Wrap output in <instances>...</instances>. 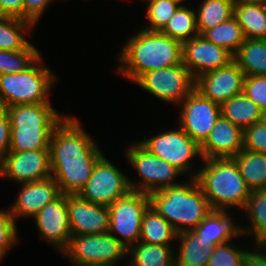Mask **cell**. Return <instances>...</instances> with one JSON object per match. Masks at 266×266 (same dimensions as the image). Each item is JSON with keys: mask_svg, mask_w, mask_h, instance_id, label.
I'll return each mask as SVG.
<instances>
[{"mask_svg": "<svg viewBox=\"0 0 266 266\" xmlns=\"http://www.w3.org/2000/svg\"><path fill=\"white\" fill-rule=\"evenodd\" d=\"M24 0H0V14L23 19Z\"/></svg>", "mask_w": 266, "mask_h": 266, "instance_id": "42", "label": "cell"}, {"mask_svg": "<svg viewBox=\"0 0 266 266\" xmlns=\"http://www.w3.org/2000/svg\"><path fill=\"white\" fill-rule=\"evenodd\" d=\"M261 112L262 109L244 92L221 104V115L243 131L247 127L260 122Z\"/></svg>", "mask_w": 266, "mask_h": 266, "instance_id": "23", "label": "cell"}, {"mask_svg": "<svg viewBox=\"0 0 266 266\" xmlns=\"http://www.w3.org/2000/svg\"><path fill=\"white\" fill-rule=\"evenodd\" d=\"M178 233L151 205L142 218L140 242L157 245H170Z\"/></svg>", "mask_w": 266, "mask_h": 266, "instance_id": "24", "label": "cell"}, {"mask_svg": "<svg viewBox=\"0 0 266 266\" xmlns=\"http://www.w3.org/2000/svg\"><path fill=\"white\" fill-rule=\"evenodd\" d=\"M10 120L7 107L0 103V160L10 150Z\"/></svg>", "mask_w": 266, "mask_h": 266, "instance_id": "40", "label": "cell"}, {"mask_svg": "<svg viewBox=\"0 0 266 266\" xmlns=\"http://www.w3.org/2000/svg\"><path fill=\"white\" fill-rule=\"evenodd\" d=\"M72 235H96L109 232L108 206L93 204L78 195H67Z\"/></svg>", "mask_w": 266, "mask_h": 266, "instance_id": "18", "label": "cell"}, {"mask_svg": "<svg viewBox=\"0 0 266 266\" xmlns=\"http://www.w3.org/2000/svg\"><path fill=\"white\" fill-rule=\"evenodd\" d=\"M234 17L246 39H266V15L262 4L236 1Z\"/></svg>", "mask_w": 266, "mask_h": 266, "instance_id": "27", "label": "cell"}, {"mask_svg": "<svg viewBox=\"0 0 266 266\" xmlns=\"http://www.w3.org/2000/svg\"><path fill=\"white\" fill-rule=\"evenodd\" d=\"M231 219L225 211L211 210L193 231L205 241L218 245L243 235L242 228Z\"/></svg>", "mask_w": 266, "mask_h": 266, "instance_id": "21", "label": "cell"}, {"mask_svg": "<svg viewBox=\"0 0 266 266\" xmlns=\"http://www.w3.org/2000/svg\"><path fill=\"white\" fill-rule=\"evenodd\" d=\"M263 6V9H264V12H265V15H266V2L262 4Z\"/></svg>", "mask_w": 266, "mask_h": 266, "instance_id": "46", "label": "cell"}, {"mask_svg": "<svg viewBox=\"0 0 266 266\" xmlns=\"http://www.w3.org/2000/svg\"><path fill=\"white\" fill-rule=\"evenodd\" d=\"M34 25L26 20L0 14V50L18 51L31 43L22 35Z\"/></svg>", "mask_w": 266, "mask_h": 266, "instance_id": "32", "label": "cell"}, {"mask_svg": "<svg viewBox=\"0 0 266 266\" xmlns=\"http://www.w3.org/2000/svg\"><path fill=\"white\" fill-rule=\"evenodd\" d=\"M63 252L76 266H114L128 255L124 240L110 232L72 235Z\"/></svg>", "mask_w": 266, "mask_h": 266, "instance_id": "7", "label": "cell"}, {"mask_svg": "<svg viewBox=\"0 0 266 266\" xmlns=\"http://www.w3.org/2000/svg\"><path fill=\"white\" fill-rule=\"evenodd\" d=\"M160 32L181 42L198 36L196 12L181 5Z\"/></svg>", "mask_w": 266, "mask_h": 266, "instance_id": "33", "label": "cell"}, {"mask_svg": "<svg viewBox=\"0 0 266 266\" xmlns=\"http://www.w3.org/2000/svg\"><path fill=\"white\" fill-rule=\"evenodd\" d=\"M171 1H174V2H176L178 4H180V3H182L183 0H171Z\"/></svg>", "mask_w": 266, "mask_h": 266, "instance_id": "47", "label": "cell"}, {"mask_svg": "<svg viewBox=\"0 0 266 266\" xmlns=\"http://www.w3.org/2000/svg\"><path fill=\"white\" fill-rule=\"evenodd\" d=\"M149 206V194L133 190L108 206L109 232L120 234L127 249L139 242L143 214Z\"/></svg>", "mask_w": 266, "mask_h": 266, "instance_id": "11", "label": "cell"}, {"mask_svg": "<svg viewBox=\"0 0 266 266\" xmlns=\"http://www.w3.org/2000/svg\"><path fill=\"white\" fill-rule=\"evenodd\" d=\"M243 92L262 110L266 109V76H245Z\"/></svg>", "mask_w": 266, "mask_h": 266, "instance_id": "39", "label": "cell"}, {"mask_svg": "<svg viewBox=\"0 0 266 266\" xmlns=\"http://www.w3.org/2000/svg\"><path fill=\"white\" fill-rule=\"evenodd\" d=\"M239 2H245V3H254V4H263L266 2V0H236Z\"/></svg>", "mask_w": 266, "mask_h": 266, "instance_id": "44", "label": "cell"}, {"mask_svg": "<svg viewBox=\"0 0 266 266\" xmlns=\"http://www.w3.org/2000/svg\"><path fill=\"white\" fill-rule=\"evenodd\" d=\"M259 248H263L262 250ZM266 247H259L255 251L252 250L248 251L244 257V261L242 263V266H266V253L264 254L263 250ZM260 253H259V251Z\"/></svg>", "mask_w": 266, "mask_h": 266, "instance_id": "43", "label": "cell"}, {"mask_svg": "<svg viewBox=\"0 0 266 266\" xmlns=\"http://www.w3.org/2000/svg\"><path fill=\"white\" fill-rule=\"evenodd\" d=\"M0 175L19 183L52 177L49 150L8 152L0 160Z\"/></svg>", "mask_w": 266, "mask_h": 266, "instance_id": "14", "label": "cell"}, {"mask_svg": "<svg viewBox=\"0 0 266 266\" xmlns=\"http://www.w3.org/2000/svg\"><path fill=\"white\" fill-rule=\"evenodd\" d=\"M170 246L139 241L128 249L127 254L132 255L130 264L131 266H175V254Z\"/></svg>", "mask_w": 266, "mask_h": 266, "instance_id": "28", "label": "cell"}, {"mask_svg": "<svg viewBox=\"0 0 266 266\" xmlns=\"http://www.w3.org/2000/svg\"><path fill=\"white\" fill-rule=\"evenodd\" d=\"M233 159L251 191L266 190V154L242 149Z\"/></svg>", "mask_w": 266, "mask_h": 266, "instance_id": "26", "label": "cell"}, {"mask_svg": "<svg viewBox=\"0 0 266 266\" xmlns=\"http://www.w3.org/2000/svg\"><path fill=\"white\" fill-rule=\"evenodd\" d=\"M126 157L131 165L138 171L142 182L129 180L131 190L146 194L158 191L165 187L176 185L172 182L177 175L183 174L175 166L151 154L140 143L127 148Z\"/></svg>", "mask_w": 266, "mask_h": 266, "instance_id": "9", "label": "cell"}, {"mask_svg": "<svg viewBox=\"0 0 266 266\" xmlns=\"http://www.w3.org/2000/svg\"><path fill=\"white\" fill-rule=\"evenodd\" d=\"M55 78L40 56L24 71L0 75V103L6 107L50 103L47 97Z\"/></svg>", "mask_w": 266, "mask_h": 266, "instance_id": "6", "label": "cell"}, {"mask_svg": "<svg viewBox=\"0 0 266 266\" xmlns=\"http://www.w3.org/2000/svg\"><path fill=\"white\" fill-rule=\"evenodd\" d=\"M180 6L171 0H150L146 14L150 25L144 30L161 31Z\"/></svg>", "mask_w": 266, "mask_h": 266, "instance_id": "35", "label": "cell"}, {"mask_svg": "<svg viewBox=\"0 0 266 266\" xmlns=\"http://www.w3.org/2000/svg\"><path fill=\"white\" fill-rule=\"evenodd\" d=\"M248 250L237 249L230 241L216 245L207 266H242Z\"/></svg>", "mask_w": 266, "mask_h": 266, "instance_id": "36", "label": "cell"}, {"mask_svg": "<svg viewBox=\"0 0 266 266\" xmlns=\"http://www.w3.org/2000/svg\"><path fill=\"white\" fill-rule=\"evenodd\" d=\"M49 151L52 178L61 194L67 195H77L81 191L96 162L103 156L79 122L69 116H65L52 132Z\"/></svg>", "mask_w": 266, "mask_h": 266, "instance_id": "1", "label": "cell"}, {"mask_svg": "<svg viewBox=\"0 0 266 266\" xmlns=\"http://www.w3.org/2000/svg\"><path fill=\"white\" fill-rule=\"evenodd\" d=\"M42 237L62 251L72 236L69 223L67 194H61L48 203L34 217Z\"/></svg>", "mask_w": 266, "mask_h": 266, "instance_id": "17", "label": "cell"}, {"mask_svg": "<svg viewBox=\"0 0 266 266\" xmlns=\"http://www.w3.org/2000/svg\"><path fill=\"white\" fill-rule=\"evenodd\" d=\"M21 186V191L9 210L14 219L24 215L34 217L43 207L61 195L59 185L52 177L22 183Z\"/></svg>", "mask_w": 266, "mask_h": 266, "instance_id": "20", "label": "cell"}, {"mask_svg": "<svg viewBox=\"0 0 266 266\" xmlns=\"http://www.w3.org/2000/svg\"><path fill=\"white\" fill-rule=\"evenodd\" d=\"M15 219L10 211L0 210V260L10 247L17 242Z\"/></svg>", "mask_w": 266, "mask_h": 266, "instance_id": "37", "label": "cell"}, {"mask_svg": "<svg viewBox=\"0 0 266 266\" xmlns=\"http://www.w3.org/2000/svg\"><path fill=\"white\" fill-rule=\"evenodd\" d=\"M192 177L196 178L212 210L225 211L228 206L243 210L251 189L240 174L233 158L205 159ZM227 206V207H226Z\"/></svg>", "mask_w": 266, "mask_h": 266, "instance_id": "5", "label": "cell"}, {"mask_svg": "<svg viewBox=\"0 0 266 266\" xmlns=\"http://www.w3.org/2000/svg\"><path fill=\"white\" fill-rule=\"evenodd\" d=\"M11 132L9 152L49 150L54 129L65 119L50 103L7 107Z\"/></svg>", "mask_w": 266, "mask_h": 266, "instance_id": "4", "label": "cell"}, {"mask_svg": "<svg viewBox=\"0 0 266 266\" xmlns=\"http://www.w3.org/2000/svg\"><path fill=\"white\" fill-rule=\"evenodd\" d=\"M202 36L207 41L225 48L233 56L246 39L242 27L234 16L223 23L217 24L214 28L206 30Z\"/></svg>", "mask_w": 266, "mask_h": 266, "instance_id": "31", "label": "cell"}, {"mask_svg": "<svg viewBox=\"0 0 266 266\" xmlns=\"http://www.w3.org/2000/svg\"><path fill=\"white\" fill-rule=\"evenodd\" d=\"M40 56L39 50L32 44L24 50H0V75L24 71Z\"/></svg>", "mask_w": 266, "mask_h": 266, "instance_id": "34", "label": "cell"}, {"mask_svg": "<svg viewBox=\"0 0 266 266\" xmlns=\"http://www.w3.org/2000/svg\"><path fill=\"white\" fill-rule=\"evenodd\" d=\"M260 123L266 126V109L261 112Z\"/></svg>", "mask_w": 266, "mask_h": 266, "instance_id": "45", "label": "cell"}, {"mask_svg": "<svg viewBox=\"0 0 266 266\" xmlns=\"http://www.w3.org/2000/svg\"><path fill=\"white\" fill-rule=\"evenodd\" d=\"M236 0H204L196 14L199 35L234 16Z\"/></svg>", "mask_w": 266, "mask_h": 266, "instance_id": "30", "label": "cell"}, {"mask_svg": "<svg viewBox=\"0 0 266 266\" xmlns=\"http://www.w3.org/2000/svg\"><path fill=\"white\" fill-rule=\"evenodd\" d=\"M150 205L179 234L193 230L210 212L208 199L196 178L149 194Z\"/></svg>", "mask_w": 266, "mask_h": 266, "instance_id": "3", "label": "cell"}, {"mask_svg": "<svg viewBox=\"0 0 266 266\" xmlns=\"http://www.w3.org/2000/svg\"><path fill=\"white\" fill-rule=\"evenodd\" d=\"M233 55L207 41L202 35L182 42V62L196 79L202 74L227 66Z\"/></svg>", "mask_w": 266, "mask_h": 266, "instance_id": "15", "label": "cell"}, {"mask_svg": "<svg viewBox=\"0 0 266 266\" xmlns=\"http://www.w3.org/2000/svg\"><path fill=\"white\" fill-rule=\"evenodd\" d=\"M139 143L151 154L175 166L182 173L190 170L191 159L196 155L202 156L200 145L181 127L161 132Z\"/></svg>", "mask_w": 266, "mask_h": 266, "instance_id": "12", "label": "cell"}, {"mask_svg": "<svg viewBox=\"0 0 266 266\" xmlns=\"http://www.w3.org/2000/svg\"><path fill=\"white\" fill-rule=\"evenodd\" d=\"M135 82L160 100L180 105L195 89L196 79L182 62L146 72Z\"/></svg>", "mask_w": 266, "mask_h": 266, "instance_id": "8", "label": "cell"}, {"mask_svg": "<svg viewBox=\"0 0 266 266\" xmlns=\"http://www.w3.org/2000/svg\"><path fill=\"white\" fill-rule=\"evenodd\" d=\"M180 242L179 254L175 256V266H207L211 258L213 242L198 236L193 230L181 232L177 239Z\"/></svg>", "mask_w": 266, "mask_h": 266, "instance_id": "22", "label": "cell"}, {"mask_svg": "<svg viewBox=\"0 0 266 266\" xmlns=\"http://www.w3.org/2000/svg\"><path fill=\"white\" fill-rule=\"evenodd\" d=\"M243 149L266 154V126L259 123L243 131Z\"/></svg>", "mask_w": 266, "mask_h": 266, "instance_id": "38", "label": "cell"}, {"mask_svg": "<svg viewBox=\"0 0 266 266\" xmlns=\"http://www.w3.org/2000/svg\"><path fill=\"white\" fill-rule=\"evenodd\" d=\"M245 74L233 60L227 66L196 78L195 89L209 100L222 104L243 92Z\"/></svg>", "mask_w": 266, "mask_h": 266, "instance_id": "16", "label": "cell"}, {"mask_svg": "<svg viewBox=\"0 0 266 266\" xmlns=\"http://www.w3.org/2000/svg\"><path fill=\"white\" fill-rule=\"evenodd\" d=\"M252 228L242 227L243 235L253 231L257 247H266V190H254L244 206Z\"/></svg>", "mask_w": 266, "mask_h": 266, "instance_id": "29", "label": "cell"}, {"mask_svg": "<svg viewBox=\"0 0 266 266\" xmlns=\"http://www.w3.org/2000/svg\"><path fill=\"white\" fill-rule=\"evenodd\" d=\"M181 128L199 145L209 136L221 115V105L194 89L181 103Z\"/></svg>", "mask_w": 266, "mask_h": 266, "instance_id": "13", "label": "cell"}, {"mask_svg": "<svg viewBox=\"0 0 266 266\" xmlns=\"http://www.w3.org/2000/svg\"><path fill=\"white\" fill-rule=\"evenodd\" d=\"M233 60L245 76H266V39H245Z\"/></svg>", "mask_w": 266, "mask_h": 266, "instance_id": "25", "label": "cell"}, {"mask_svg": "<svg viewBox=\"0 0 266 266\" xmlns=\"http://www.w3.org/2000/svg\"><path fill=\"white\" fill-rule=\"evenodd\" d=\"M130 191L128 177L103 155L96 162L86 185L77 195L93 204L110 206Z\"/></svg>", "mask_w": 266, "mask_h": 266, "instance_id": "10", "label": "cell"}, {"mask_svg": "<svg viewBox=\"0 0 266 266\" xmlns=\"http://www.w3.org/2000/svg\"><path fill=\"white\" fill-rule=\"evenodd\" d=\"M201 158H233L243 149V130L222 115L200 145Z\"/></svg>", "mask_w": 266, "mask_h": 266, "instance_id": "19", "label": "cell"}, {"mask_svg": "<svg viewBox=\"0 0 266 266\" xmlns=\"http://www.w3.org/2000/svg\"><path fill=\"white\" fill-rule=\"evenodd\" d=\"M119 59V72L135 82L146 72L181 64L182 42L143 29L128 40Z\"/></svg>", "mask_w": 266, "mask_h": 266, "instance_id": "2", "label": "cell"}, {"mask_svg": "<svg viewBox=\"0 0 266 266\" xmlns=\"http://www.w3.org/2000/svg\"><path fill=\"white\" fill-rule=\"evenodd\" d=\"M52 0H24L23 1V20H26L33 25H36L45 11L46 6Z\"/></svg>", "mask_w": 266, "mask_h": 266, "instance_id": "41", "label": "cell"}]
</instances>
